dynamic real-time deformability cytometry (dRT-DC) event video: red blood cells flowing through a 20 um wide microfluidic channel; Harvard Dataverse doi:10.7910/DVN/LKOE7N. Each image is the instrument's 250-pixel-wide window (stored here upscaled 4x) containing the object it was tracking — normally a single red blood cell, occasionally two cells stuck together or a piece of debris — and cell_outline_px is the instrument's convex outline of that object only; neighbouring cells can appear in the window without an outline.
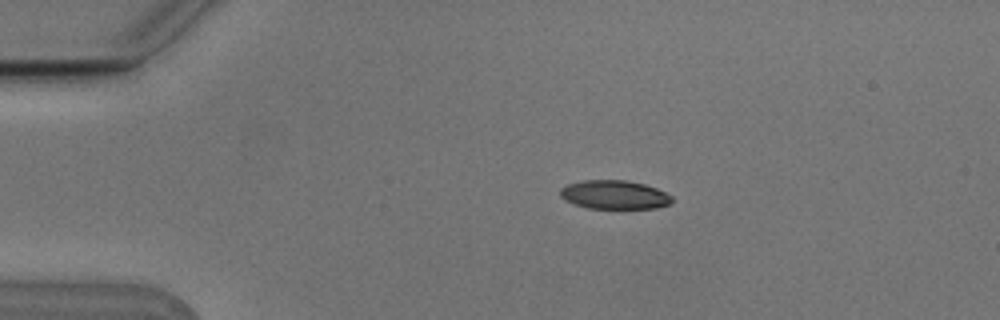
{"species": "Egyptian fruit bat (a non-hibernating species)", "species_latin": "Rousettus aegyptiacus", "temperature_condition": "cold", "stored_images_in_passage": 3, "camera_frame_rate_fps": 3000, "um_per_image_px": 0.085, "animal": {"sex": "male"}, "frame": {"image": 1, "passage_image": 2, "time_ms": 0.333, "image_size_px": [1000, 320], "cell_outline_px": [[672, 200], [668, 204], [656, 208], [588, 208], [564, 200], [560, 196], [560, 188], [568, 184], [584, 180], [624, 180], [644, 184], [656, 188], [672, 196]], "centroid_in_image_um": [52.2, 16.55], "position_along_channel_um": 32.8, "area_um2": 18.55}}